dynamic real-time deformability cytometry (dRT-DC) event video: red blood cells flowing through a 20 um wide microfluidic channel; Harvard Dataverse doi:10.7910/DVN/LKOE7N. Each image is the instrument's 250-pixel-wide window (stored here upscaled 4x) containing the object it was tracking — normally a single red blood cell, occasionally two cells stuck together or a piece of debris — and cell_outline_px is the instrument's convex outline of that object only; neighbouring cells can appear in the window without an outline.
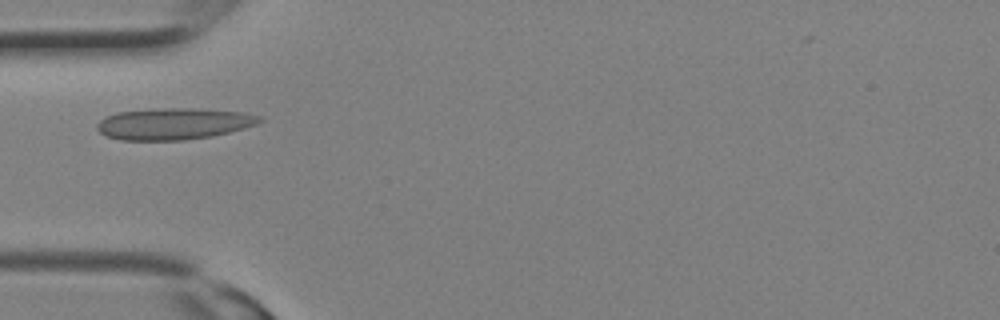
{"species": "Egyptian fruit bat (a non-hibernating species)", "species_latin": "Rousettus aegyptiacus", "temperature_condition": "room temperature", "stored_images_in_passage": 2, "camera_frame_rate_fps": 3000, "um_per_image_px": 0.085, "animal": {"sex": "female"}, "frame": {"image": 1, "passage_image": 2, "time_ms": 0.333, "image_size_px": [1000, 320], "cell_outline_px": [[264, 120], [256, 124], [244, 128], [212, 136], [184, 140], [120, 140], [108, 136], [100, 132], [96, 128], [96, 124], [104, 116], [116, 112], [160, 108], [192, 108], [244, 112], [264, 116]], "centroid_in_image_um": [14.77, 10.51], "position_along_channel_um": 70.2, "area_um2": 30.06}}